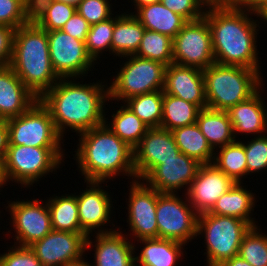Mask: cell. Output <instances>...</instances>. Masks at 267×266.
<instances>
[{
	"mask_svg": "<svg viewBox=\"0 0 267 266\" xmlns=\"http://www.w3.org/2000/svg\"><path fill=\"white\" fill-rule=\"evenodd\" d=\"M77 79L60 78L38 99L49 111L62 138L70 130L79 135L100 126L107 116V82L98 79L95 83H83L84 78H80V83Z\"/></svg>",
	"mask_w": 267,
	"mask_h": 266,
	"instance_id": "obj_1",
	"label": "cell"
},
{
	"mask_svg": "<svg viewBox=\"0 0 267 266\" xmlns=\"http://www.w3.org/2000/svg\"><path fill=\"white\" fill-rule=\"evenodd\" d=\"M252 15L256 17L257 13L245 9L212 8L205 11L204 18L210 27L216 63L254 69L263 75L256 45L260 22Z\"/></svg>",
	"mask_w": 267,
	"mask_h": 266,
	"instance_id": "obj_2",
	"label": "cell"
},
{
	"mask_svg": "<svg viewBox=\"0 0 267 266\" xmlns=\"http://www.w3.org/2000/svg\"><path fill=\"white\" fill-rule=\"evenodd\" d=\"M73 158L84 181L110 182L117 176L137 180L134 152L104 123L78 135ZM116 177V178H115ZM130 177V178H129ZM110 180V181H109Z\"/></svg>",
	"mask_w": 267,
	"mask_h": 266,
	"instance_id": "obj_3",
	"label": "cell"
},
{
	"mask_svg": "<svg viewBox=\"0 0 267 266\" xmlns=\"http://www.w3.org/2000/svg\"><path fill=\"white\" fill-rule=\"evenodd\" d=\"M9 66L38 99L60 79L51 64L47 31L33 20L15 30Z\"/></svg>",
	"mask_w": 267,
	"mask_h": 266,
	"instance_id": "obj_4",
	"label": "cell"
},
{
	"mask_svg": "<svg viewBox=\"0 0 267 266\" xmlns=\"http://www.w3.org/2000/svg\"><path fill=\"white\" fill-rule=\"evenodd\" d=\"M207 108L227 111L247 100L264 83L256 70L236 65L214 63L202 70Z\"/></svg>",
	"mask_w": 267,
	"mask_h": 266,
	"instance_id": "obj_5",
	"label": "cell"
},
{
	"mask_svg": "<svg viewBox=\"0 0 267 266\" xmlns=\"http://www.w3.org/2000/svg\"><path fill=\"white\" fill-rule=\"evenodd\" d=\"M65 156L64 147L9 145L3 161L6 179L9 184H20L21 189H32L34 183L56 172Z\"/></svg>",
	"mask_w": 267,
	"mask_h": 266,
	"instance_id": "obj_6",
	"label": "cell"
},
{
	"mask_svg": "<svg viewBox=\"0 0 267 266\" xmlns=\"http://www.w3.org/2000/svg\"><path fill=\"white\" fill-rule=\"evenodd\" d=\"M252 226L235 217L210 214L198 215L197 236L204 238L206 266H219L238 255L245 234Z\"/></svg>",
	"mask_w": 267,
	"mask_h": 266,
	"instance_id": "obj_7",
	"label": "cell"
},
{
	"mask_svg": "<svg viewBox=\"0 0 267 266\" xmlns=\"http://www.w3.org/2000/svg\"><path fill=\"white\" fill-rule=\"evenodd\" d=\"M125 62L116 69L117 74L112 75L108 83L109 101L126 100L141 95L163 90L165 83L166 65L151 59L128 55L119 58ZM126 59V60H125Z\"/></svg>",
	"mask_w": 267,
	"mask_h": 266,
	"instance_id": "obj_8",
	"label": "cell"
},
{
	"mask_svg": "<svg viewBox=\"0 0 267 266\" xmlns=\"http://www.w3.org/2000/svg\"><path fill=\"white\" fill-rule=\"evenodd\" d=\"M198 215L184 192L181 196L159 193L156 207L158 238L189 244L197 238Z\"/></svg>",
	"mask_w": 267,
	"mask_h": 266,
	"instance_id": "obj_9",
	"label": "cell"
},
{
	"mask_svg": "<svg viewBox=\"0 0 267 266\" xmlns=\"http://www.w3.org/2000/svg\"><path fill=\"white\" fill-rule=\"evenodd\" d=\"M7 125L10 145L33 147L65 145V139L57 132L49 111L39 100L21 115L7 119Z\"/></svg>",
	"mask_w": 267,
	"mask_h": 266,
	"instance_id": "obj_10",
	"label": "cell"
},
{
	"mask_svg": "<svg viewBox=\"0 0 267 266\" xmlns=\"http://www.w3.org/2000/svg\"><path fill=\"white\" fill-rule=\"evenodd\" d=\"M15 200L6 201L8 206H5L15 233L12 232L15 245L30 246L53 230L46 198L45 202L36 198Z\"/></svg>",
	"mask_w": 267,
	"mask_h": 266,
	"instance_id": "obj_11",
	"label": "cell"
},
{
	"mask_svg": "<svg viewBox=\"0 0 267 266\" xmlns=\"http://www.w3.org/2000/svg\"><path fill=\"white\" fill-rule=\"evenodd\" d=\"M173 63L206 69L215 63L211 31L203 17L188 21L173 38Z\"/></svg>",
	"mask_w": 267,
	"mask_h": 266,
	"instance_id": "obj_12",
	"label": "cell"
},
{
	"mask_svg": "<svg viewBox=\"0 0 267 266\" xmlns=\"http://www.w3.org/2000/svg\"><path fill=\"white\" fill-rule=\"evenodd\" d=\"M47 36L51 64L59 78L79 80L87 78L88 71L94 73L96 63L88 55L85 42L62 30L47 31Z\"/></svg>",
	"mask_w": 267,
	"mask_h": 266,
	"instance_id": "obj_13",
	"label": "cell"
},
{
	"mask_svg": "<svg viewBox=\"0 0 267 266\" xmlns=\"http://www.w3.org/2000/svg\"><path fill=\"white\" fill-rule=\"evenodd\" d=\"M130 183L129 193H125L129 194L125 202L128 206L126 221L127 225L129 224L130 234L125 230L124 234L129 238L131 237L132 242L140 239L158 238L156 207L159 192L138 179Z\"/></svg>",
	"mask_w": 267,
	"mask_h": 266,
	"instance_id": "obj_14",
	"label": "cell"
},
{
	"mask_svg": "<svg viewBox=\"0 0 267 266\" xmlns=\"http://www.w3.org/2000/svg\"><path fill=\"white\" fill-rule=\"evenodd\" d=\"M85 183L86 188L76 195L81 229L87 235L93 234V231L94 234H101L118 230L113 224L114 222H111L114 216L112 215L114 214L112 209H115L114 201H112L109 191H106L109 189H104L109 186L108 182L84 181ZM111 223L113 225L111 228L105 227L111 226Z\"/></svg>",
	"mask_w": 267,
	"mask_h": 266,
	"instance_id": "obj_15",
	"label": "cell"
},
{
	"mask_svg": "<svg viewBox=\"0 0 267 266\" xmlns=\"http://www.w3.org/2000/svg\"><path fill=\"white\" fill-rule=\"evenodd\" d=\"M86 233L52 230L29 247L43 266H71L87 258Z\"/></svg>",
	"mask_w": 267,
	"mask_h": 266,
	"instance_id": "obj_16",
	"label": "cell"
},
{
	"mask_svg": "<svg viewBox=\"0 0 267 266\" xmlns=\"http://www.w3.org/2000/svg\"><path fill=\"white\" fill-rule=\"evenodd\" d=\"M133 152L136 178L143 180L164 160L176 157L180 150L173 133L159 127L149 128Z\"/></svg>",
	"mask_w": 267,
	"mask_h": 266,
	"instance_id": "obj_17",
	"label": "cell"
},
{
	"mask_svg": "<svg viewBox=\"0 0 267 266\" xmlns=\"http://www.w3.org/2000/svg\"><path fill=\"white\" fill-rule=\"evenodd\" d=\"M201 165L180 152L176 157L157 165L142 181L159 193L178 194L183 189L186 193Z\"/></svg>",
	"mask_w": 267,
	"mask_h": 266,
	"instance_id": "obj_18",
	"label": "cell"
},
{
	"mask_svg": "<svg viewBox=\"0 0 267 266\" xmlns=\"http://www.w3.org/2000/svg\"><path fill=\"white\" fill-rule=\"evenodd\" d=\"M235 183L213 164H203L199 167L185 195L193 209L198 214H202L209 212L217 200Z\"/></svg>",
	"mask_w": 267,
	"mask_h": 266,
	"instance_id": "obj_19",
	"label": "cell"
},
{
	"mask_svg": "<svg viewBox=\"0 0 267 266\" xmlns=\"http://www.w3.org/2000/svg\"><path fill=\"white\" fill-rule=\"evenodd\" d=\"M91 236L86 238V251L91 252L94 248V262L90 263L92 266H135L134 243L122 232L120 226L116 231L93 233Z\"/></svg>",
	"mask_w": 267,
	"mask_h": 266,
	"instance_id": "obj_20",
	"label": "cell"
},
{
	"mask_svg": "<svg viewBox=\"0 0 267 266\" xmlns=\"http://www.w3.org/2000/svg\"><path fill=\"white\" fill-rule=\"evenodd\" d=\"M164 93L207 108L205 82L201 69L171 63L166 67Z\"/></svg>",
	"mask_w": 267,
	"mask_h": 266,
	"instance_id": "obj_21",
	"label": "cell"
},
{
	"mask_svg": "<svg viewBox=\"0 0 267 266\" xmlns=\"http://www.w3.org/2000/svg\"><path fill=\"white\" fill-rule=\"evenodd\" d=\"M264 85L265 84H263L247 100L240 102L227 110L236 140H238L237 136H240V134H245L246 137H248L249 134H252V137L263 136L266 134L265 117L267 102L263 100L265 98L262 97V93L265 91Z\"/></svg>",
	"mask_w": 267,
	"mask_h": 266,
	"instance_id": "obj_22",
	"label": "cell"
},
{
	"mask_svg": "<svg viewBox=\"0 0 267 266\" xmlns=\"http://www.w3.org/2000/svg\"><path fill=\"white\" fill-rule=\"evenodd\" d=\"M37 100L9 65L0 67V120L21 115Z\"/></svg>",
	"mask_w": 267,
	"mask_h": 266,
	"instance_id": "obj_23",
	"label": "cell"
},
{
	"mask_svg": "<svg viewBox=\"0 0 267 266\" xmlns=\"http://www.w3.org/2000/svg\"><path fill=\"white\" fill-rule=\"evenodd\" d=\"M133 243L136 251L141 249L140 253H134L135 266H177L179 261H183L186 252L184 243L171 239H140Z\"/></svg>",
	"mask_w": 267,
	"mask_h": 266,
	"instance_id": "obj_24",
	"label": "cell"
},
{
	"mask_svg": "<svg viewBox=\"0 0 267 266\" xmlns=\"http://www.w3.org/2000/svg\"><path fill=\"white\" fill-rule=\"evenodd\" d=\"M243 184V182H236L231 189L217 200L208 213L235 217L248 222L252 227L258 226L259 223L255 221L256 219L252 214L256 207L257 198L255 193Z\"/></svg>",
	"mask_w": 267,
	"mask_h": 266,
	"instance_id": "obj_25",
	"label": "cell"
},
{
	"mask_svg": "<svg viewBox=\"0 0 267 266\" xmlns=\"http://www.w3.org/2000/svg\"><path fill=\"white\" fill-rule=\"evenodd\" d=\"M145 28L134 14L124 12L114 17L111 55L121 58L135 55L140 47Z\"/></svg>",
	"mask_w": 267,
	"mask_h": 266,
	"instance_id": "obj_26",
	"label": "cell"
},
{
	"mask_svg": "<svg viewBox=\"0 0 267 266\" xmlns=\"http://www.w3.org/2000/svg\"><path fill=\"white\" fill-rule=\"evenodd\" d=\"M134 15L146 30L167 35L172 39L188 22L161 2L143 6Z\"/></svg>",
	"mask_w": 267,
	"mask_h": 266,
	"instance_id": "obj_27",
	"label": "cell"
},
{
	"mask_svg": "<svg viewBox=\"0 0 267 266\" xmlns=\"http://www.w3.org/2000/svg\"><path fill=\"white\" fill-rule=\"evenodd\" d=\"M196 124L214 151L236 140L227 111L201 109Z\"/></svg>",
	"mask_w": 267,
	"mask_h": 266,
	"instance_id": "obj_28",
	"label": "cell"
},
{
	"mask_svg": "<svg viewBox=\"0 0 267 266\" xmlns=\"http://www.w3.org/2000/svg\"><path fill=\"white\" fill-rule=\"evenodd\" d=\"M76 194L59 193L46 199L53 230L85 233L80 227Z\"/></svg>",
	"mask_w": 267,
	"mask_h": 266,
	"instance_id": "obj_29",
	"label": "cell"
},
{
	"mask_svg": "<svg viewBox=\"0 0 267 266\" xmlns=\"http://www.w3.org/2000/svg\"><path fill=\"white\" fill-rule=\"evenodd\" d=\"M118 108L116 111L114 109L113 112L115 113L112 112L111 116H109L111 119L105 117L104 123L122 141L134 149L140 143L141 138L146 134L149 127L124 103Z\"/></svg>",
	"mask_w": 267,
	"mask_h": 266,
	"instance_id": "obj_30",
	"label": "cell"
},
{
	"mask_svg": "<svg viewBox=\"0 0 267 266\" xmlns=\"http://www.w3.org/2000/svg\"><path fill=\"white\" fill-rule=\"evenodd\" d=\"M180 152L197 160L200 164H212L214 150L196 123L171 131Z\"/></svg>",
	"mask_w": 267,
	"mask_h": 266,
	"instance_id": "obj_31",
	"label": "cell"
},
{
	"mask_svg": "<svg viewBox=\"0 0 267 266\" xmlns=\"http://www.w3.org/2000/svg\"><path fill=\"white\" fill-rule=\"evenodd\" d=\"M76 7L56 0H32V20L43 30H61Z\"/></svg>",
	"mask_w": 267,
	"mask_h": 266,
	"instance_id": "obj_32",
	"label": "cell"
},
{
	"mask_svg": "<svg viewBox=\"0 0 267 266\" xmlns=\"http://www.w3.org/2000/svg\"><path fill=\"white\" fill-rule=\"evenodd\" d=\"M240 140L238 138V140L215 150L212 161L218 170L223 171L235 182H244V178L247 177L244 140Z\"/></svg>",
	"mask_w": 267,
	"mask_h": 266,
	"instance_id": "obj_33",
	"label": "cell"
},
{
	"mask_svg": "<svg viewBox=\"0 0 267 266\" xmlns=\"http://www.w3.org/2000/svg\"><path fill=\"white\" fill-rule=\"evenodd\" d=\"M201 109L188 101L163 92L162 120L160 127L173 131L196 123Z\"/></svg>",
	"mask_w": 267,
	"mask_h": 266,
	"instance_id": "obj_34",
	"label": "cell"
},
{
	"mask_svg": "<svg viewBox=\"0 0 267 266\" xmlns=\"http://www.w3.org/2000/svg\"><path fill=\"white\" fill-rule=\"evenodd\" d=\"M163 90L132 97L124 104L149 128H159L162 120Z\"/></svg>",
	"mask_w": 267,
	"mask_h": 266,
	"instance_id": "obj_35",
	"label": "cell"
},
{
	"mask_svg": "<svg viewBox=\"0 0 267 266\" xmlns=\"http://www.w3.org/2000/svg\"><path fill=\"white\" fill-rule=\"evenodd\" d=\"M172 43L173 39L169 36L145 29L140 47L135 55L168 66L173 63Z\"/></svg>",
	"mask_w": 267,
	"mask_h": 266,
	"instance_id": "obj_36",
	"label": "cell"
},
{
	"mask_svg": "<svg viewBox=\"0 0 267 266\" xmlns=\"http://www.w3.org/2000/svg\"><path fill=\"white\" fill-rule=\"evenodd\" d=\"M114 31V16L106 21L91 25L86 36L85 46L88 55L97 64L107 51L111 54V42ZM97 60H99L97 62Z\"/></svg>",
	"mask_w": 267,
	"mask_h": 266,
	"instance_id": "obj_37",
	"label": "cell"
},
{
	"mask_svg": "<svg viewBox=\"0 0 267 266\" xmlns=\"http://www.w3.org/2000/svg\"><path fill=\"white\" fill-rule=\"evenodd\" d=\"M259 226H253L245 234L238 255L252 266H267V234Z\"/></svg>",
	"mask_w": 267,
	"mask_h": 266,
	"instance_id": "obj_38",
	"label": "cell"
},
{
	"mask_svg": "<svg viewBox=\"0 0 267 266\" xmlns=\"http://www.w3.org/2000/svg\"><path fill=\"white\" fill-rule=\"evenodd\" d=\"M32 20V0H0V25L14 29Z\"/></svg>",
	"mask_w": 267,
	"mask_h": 266,
	"instance_id": "obj_39",
	"label": "cell"
},
{
	"mask_svg": "<svg viewBox=\"0 0 267 266\" xmlns=\"http://www.w3.org/2000/svg\"><path fill=\"white\" fill-rule=\"evenodd\" d=\"M251 140V141H250ZM247 142V143H246ZM247 176L267 170V135L257 136L244 142ZM263 170V171H262Z\"/></svg>",
	"mask_w": 267,
	"mask_h": 266,
	"instance_id": "obj_40",
	"label": "cell"
},
{
	"mask_svg": "<svg viewBox=\"0 0 267 266\" xmlns=\"http://www.w3.org/2000/svg\"><path fill=\"white\" fill-rule=\"evenodd\" d=\"M111 0H82L76 11L84 17L90 25L97 24L115 16Z\"/></svg>",
	"mask_w": 267,
	"mask_h": 266,
	"instance_id": "obj_41",
	"label": "cell"
},
{
	"mask_svg": "<svg viewBox=\"0 0 267 266\" xmlns=\"http://www.w3.org/2000/svg\"><path fill=\"white\" fill-rule=\"evenodd\" d=\"M0 253V266H43L29 246L13 245Z\"/></svg>",
	"mask_w": 267,
	"mask_h": 266,
	"instance_id": "obj_42",
	"label": "cell"
},
{
	"mask_svg": "<svg viewBox=\"0 0 267 266\" xmlns=\"http://www.w3.org/2000/svg\"><path fill=\"white\" fill-rule=\"evenodd\" d=\"M160 2L187 21L203 18L206 11L197 0H161Z\"/></svg>",
	"mask_w": 267,
	"mask_h": 266,
	"instance_id": "obj_43",
	"label": "cell"
},
{
	"mask_svg": "<svg viewBox=\"0 0 267 266\" xmlns=\"http://www.w3.org/2000/svg\"><path fill=\"white\" fill-rule=\"evenodd\" d=\"M15 30L12 27L0 25V67L10 65Z\"/></svg>",
	"mask_w": 267,
	"mask_h": 266,
	"instance_id": "obj_44",
	"label": "cell"
},
{
	"mask_svg": "<svg viewBox=\"0 0 267 266\" xmlns=\"http://www.w3.org/2000/svg\"><path fill=\"white\" fill-rule=\"evenodd\" d=\"M90 26L87 20L76 11L61 30L75 39L85 42Z\"/></svg>",
	"mask_w": 267,
	"mask_h": 266,
	"instance_id": "obj_45",
	"label": "cell"
},
{
	"mask_svg": "<svg viewBox=\"0 0 267 266\" xmlns=\"http://www.w3.org/2000/svg\"><path fill=\"white\" fill-rule=\"evenodd\" d=\"M9 145L10 140L7 120H0V160L4 161Z\"/></svg>",
	"mask_w": 267,
	"mask_h": 266,
	"instance_id": "obj_46",
	"label": "cell"
},
{
	"mask_svg": "<svg viewBox=\"0 0 267 266\" xmlns=\"http://www.w3.org/2000/svg\"><path fill=\"white\" fill-rule=\"evenodd\" d=\"M219 8L251 11V0H219Z\"/></svg>",
	"mask_w": 267,
	"mask_h": 266,
	"instance_id": "obj_47",
	"label": "cell"
},
{
	"mask_svg": "<svg viewBox=\"0 0 267 266\" xmlns=\"http://www.w3.org/2000/svg\"><path fill=\"white\" fill-rule=\"evenodd\" d=\"M219 266H252L249 262L245 261L239 255L233 256L231 259L224 261Z\"/></svg>",
	"mask_w": 267,
	"mask_h": 266,
	"instance_id": "obj_48",
	"label": "cell"
},
{
	"mask_svg": "<svg viewBox=\"0 0 267 266\" xmlns=\"http://www.w3.org/2000/svg\"><path fill=\"white\" fill-rule=\"evenodd\" d=\"M132 1V2H131ZM129 1L131 3L132 6H134L133 10H135L134 12L132 11H127L128 13L134 14L139 8L149 5V4H154V3H159L161 0H131Z\"/></svg>",
	"mask_w": 267,
	"mask_h": 266,
	"instance_id": "obj_49",
	"label": "cell"
},
{
	"mask_svg": "<svg viewBox=\"0 0 267 266\" xmlns=\"http://www.w3.org/2000/svg\"><path fill=\"white\" fill-rule=\"evenodd\" d=\"M201 6L207 10L212 8H219V0H197Z\"/></svg>",
	"mask_w": 267,
	"mask_h": 266,
	"instance_id": "obj_50",
	"label": "cell"
},
{
	"mask_svg": "<svg viewBox=\"0 0 267 266\" xmlns=\"http://www.w3.org/2000/svg\"><path fill=\"white\" fill-rule=\"evenodd\" d=\"M8 181L6 179V176H5V172H4V163L2 160H0V192L2 191L1 189L5 186H8L9 184H7Z\"/></svg>",
	"mask_w": 267,
	"mask_h": 266,
	"instance_id": "obj_51",
	"label": "cell"
},
{
	"mask_svg": "<svg viewBox=\"0 0 267 266\" xmlns=\"http://www.w3.org/2000/svg\"><path fill=\"white\" fill-rule=\"evenodd\" d=\"M265 4L267 0H251V12L257 13Z\"/></svg>",
	"mask_w": 267,
	"mask_h": 266,
	"instance_id": "obj_52",
	"label": "cell"
},
{
	"mask_svg": "<svg viewBox=\"0 0 267 266\" xmlns=\"http://www.w3.org/2000/svg\"><path fill=\"white\" fill-rule=\"evenodd\" d=\"M257 19H260L262 21L259 22H265L267 24V4H265L258 12H257Z\"/></svg>",
	"mask_w": 267,
	"mask_h": 266,
	"instance_id": "obj_53",
	"label": "cell"
},
{
	"mask_svg": "<svg viewBox=\"0 0 267 266\" xmlns=\"http://www.w3.org/2000/svg\"><path fill=\"white\" fill-rule=\"evenodd\" d=\"M56 1L64 2L74 7H77L82 0H56Z\"/></svg>",
	"mask_w": 267,
	"mask_h": 266,
	"instance_id": "obj_54",
	"label": "cell"
},
{
	"mask_svg": "<svg viewBox=\"0 0 267 266\" xmlns=\"http://www.w3.org/2000/svg\"><path fill=\"white\" fill-rule=\"evenodd\" d=\"M88 259H84L83 261L81 262H78V263H74L72 264L71 266H92L89 261H87Z\"/></svg>",
	"mask_w": 267,
	"mask_h": 266,
	"instance_id": "obj_55",
	"label": "cell"
},
{
	"mask_svg": "<svg viewBox=\"0 0 267 266\" xmlns=\"http://www.w3.org/2000/svg\"><path fill=\"white\" fill-rule=\"evenodd\" d=\"M265 131L267 135V105H266V117H265Z\"/></svg>",
	"mask_w": 267,
	"mask_h": 266,
	"instance_id": "obj_56",
	"label": "cell"
}]
</instances>
